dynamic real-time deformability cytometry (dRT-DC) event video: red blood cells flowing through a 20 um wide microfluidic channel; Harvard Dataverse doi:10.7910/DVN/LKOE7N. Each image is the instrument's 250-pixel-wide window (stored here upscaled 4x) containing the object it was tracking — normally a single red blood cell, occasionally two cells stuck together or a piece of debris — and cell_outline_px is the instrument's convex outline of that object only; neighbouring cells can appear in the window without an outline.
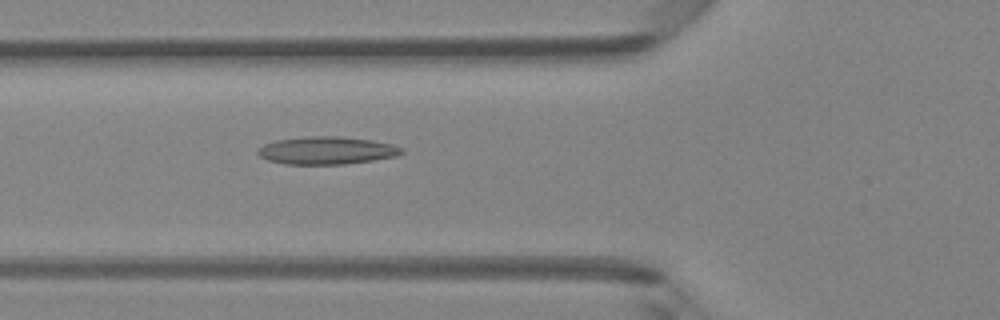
{"species": "Egyptian fruit bat (a non-hibernating species)", "species_latin": "Rousettus aegyptiacus", "temperature_condition": "room temperature", "stored_images_in_passage": 48, "camera_frame_rate_fps": 3000, "um_per_image_px": 0.085, "animal": {"sex": "female"}, "frame": {"image": 1, "passage_image": 18, "time_ms": 5.667, "image_size_px": [1000, 320], "cell_outline_px": [[404, 152], [396, 156], [372, 160], [344, 164], [284, 164], [268, 160], [260, 156], [256, 152], [256, 148], [264, 144], [276, 140], [312, 136], [340, 136], [372, 140], [392, 144], [404, 148]], "centroid_in_image_um": [27.76, 12.78], "position_along_channel_um": 98.0, "area_um2": 23.24}}
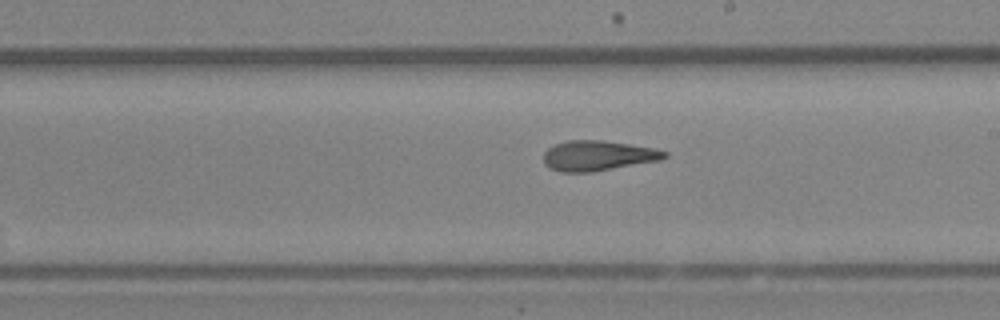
{"frame": {"image": 2, "passage_image": 28, "time_ms": 9.0, "image_size_px": [1000, 320], "cell_outline_px": [[668, 156], [660, 160], [592, 172], [560, 172], [548, 168], [544, 164], [544, 152], [548, 148], [556, 144], [568, 140], [604, 140], [656, 148], [668, 152]], "centroid_in_image_um": [50.82, 13.23], "position_along_channel_um": 238.2, "area_um2": 21.39}}
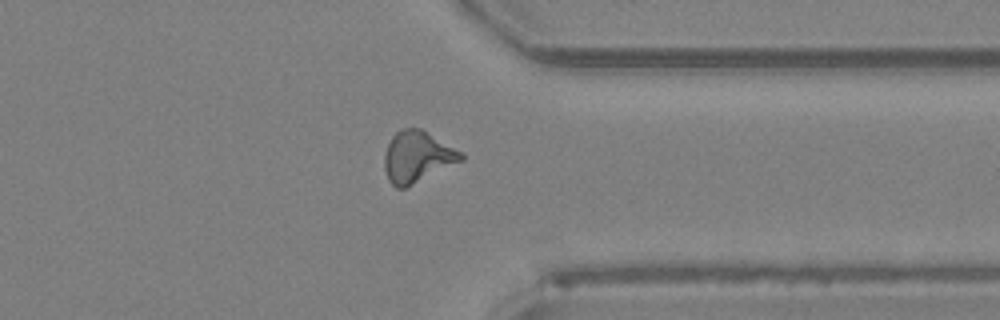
{"frame": {"image": 3, "passage_image": 38, "time_ms": 12.333, "image_size_px": [1000, 320], "cell_outline_px": [[464, 160], [404, 188], [396, 188], [388, 180], [384, 168], [384, 152], [392, 136], [400, 128], [420, 128], [464, 152]], "centroid_in_image_um": [35.47, 13.32], "position_along_channel_um": 375.9, "area_um2": 23.0}, "authors_computed_cell_mechanics": {"area_um2": 21.5305, "velocity_mm_per_s": 4.2074, "shape_relaxation_time_tau1_ms": null, "shape_relaxation_time_tau2_ms": 1.403, "deformation_change_tau1": null, "deformation_change_tau2": 0.1065}}